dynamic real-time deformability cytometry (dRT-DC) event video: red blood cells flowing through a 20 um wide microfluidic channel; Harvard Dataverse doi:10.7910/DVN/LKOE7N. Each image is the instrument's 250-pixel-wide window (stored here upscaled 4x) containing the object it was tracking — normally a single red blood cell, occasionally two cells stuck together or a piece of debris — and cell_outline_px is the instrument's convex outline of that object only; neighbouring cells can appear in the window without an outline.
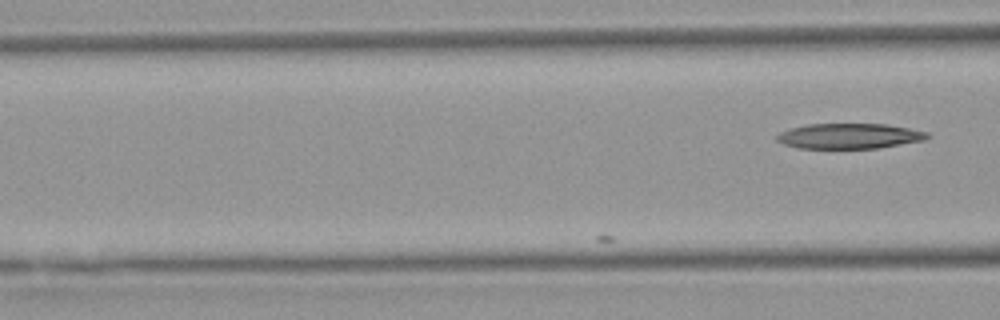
{"species": "Egyptian fruit bat (a non-hibernating species)", "species_latin": "Rousettus aegyptiacus", "temperature_condition": "warm", "stored_images_in_passage": 3, "camera_frame_rate_fps": 3000, "um_per_image_px": 0.085, "animal": {"sex": "female"}, "frame": {"image": 1, "passage_image": 3, "time_ms": 0.667, "image_size_px": [1000, 320], "cell_outline_px": [[932, 136], [924, 140], [880, 148], [796, 148], [784, 144], [776, 140], [776, 136], [780, 132], [792, 128], [808, 124], [888, 124], [928, 132]], "centroid_in_image_um": [72.22, 11.56], "position_along_channel_um": 94.4, "area_um2": 22.2}}